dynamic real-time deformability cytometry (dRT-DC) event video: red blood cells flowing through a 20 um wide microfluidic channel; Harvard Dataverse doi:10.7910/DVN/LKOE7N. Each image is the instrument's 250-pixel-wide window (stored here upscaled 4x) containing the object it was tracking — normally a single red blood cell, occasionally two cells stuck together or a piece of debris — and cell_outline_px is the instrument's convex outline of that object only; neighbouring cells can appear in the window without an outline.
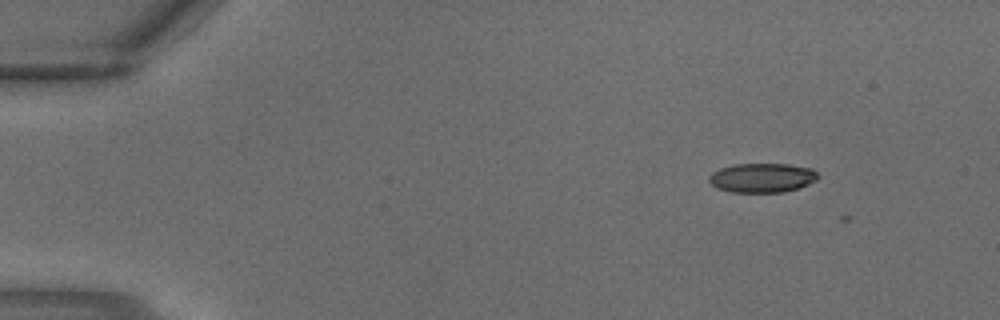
{"species": "common noctule bat (a hibernating species)", "species_latin": "Nyctalus noctula", "temperature_condition": "warm", "stored_images_in_passage": 4, "camera_frame_rate_fps": 3000, "um_per_image_px": 0.085, "animal": {"sex": "male", "body_mass_g": 18.8}, "frame": {"image": 1, "passage_image": 2, "time_ms": 0.333, "image_size_px": [1000, 320], "cell_outline_px": [[820, 176], [816, 180], [800, 188], [784, 192], [732, 192], [716, 188], [708, 180], [708, 176], [712, 172], [720, 168], [732, 164], [788, 164], [812, 168]], "centroid_in_image_um": [64.78, 15.11], "position_along_channel_um": 20.2, "area_um2": 18.79}}
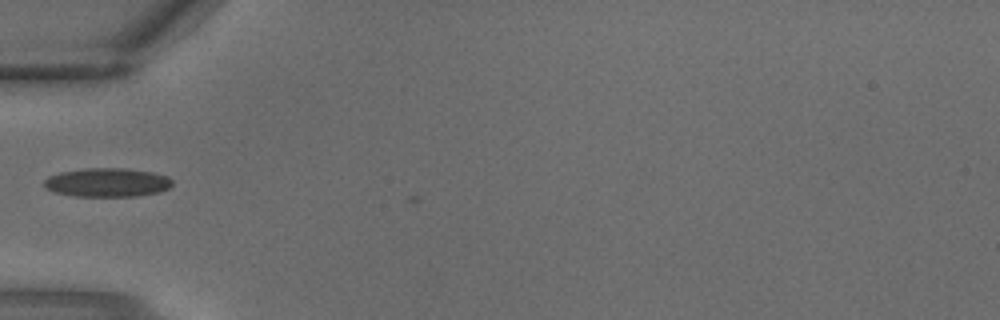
{"frame": {"image": 2, "passage_image": 4, "time_ms": 1.0, "image_size_px": [1000, 320], "cell_outline_px": [[172, 184], [168, 188], [160, 192], [136, 196], [76, 196], [56, 192], [44, 188], [44, 180], [48, 176], [60, 172], [84, 168], [124, 168], [152, 172], [168, 176], [172, 180]], "centroid_in_image_um": [9.11, 15.5], "position_along_channel_um": 75.9, "area_um2": 21.56}}